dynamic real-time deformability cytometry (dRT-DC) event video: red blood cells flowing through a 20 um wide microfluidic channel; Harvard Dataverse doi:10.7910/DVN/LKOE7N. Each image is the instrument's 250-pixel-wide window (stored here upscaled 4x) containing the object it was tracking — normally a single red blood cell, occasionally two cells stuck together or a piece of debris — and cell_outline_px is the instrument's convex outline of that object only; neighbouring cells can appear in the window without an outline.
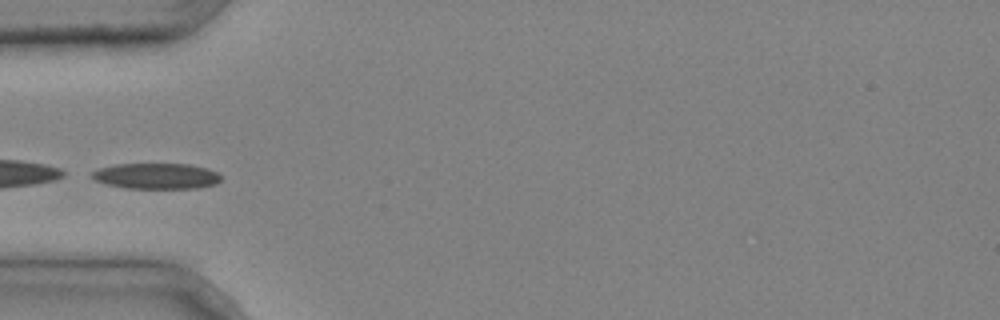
{"species": "common noctule bat (a hibernating species)", "species_latin": "Nyctalus noctula", "temperature_condition": "cold", "stored_images_in_passage": 4, "camera_frame_rate_fps": 3000, "um_per_image_px": 0.085, "animal": {"sex": "male", "body_mass_g": 20.4}, "frame": {"image": 1, "passage_image": 4, "time_ms": 1.0, "image_size_px": [1000, 320], "cell_outline_px": [[220, 180], [216, 184], [200, 188], [124, 188], [108, 184], [96, 180], [88, 176], [92, 172], [100, 168], [116, 164], [188, 164], [208, 168], [216, 172], [220, 176]], "centroid_in_image_um": [13.29, 14.96], "position_along_channel_um": 71.7, "area_um2": 19.36}}